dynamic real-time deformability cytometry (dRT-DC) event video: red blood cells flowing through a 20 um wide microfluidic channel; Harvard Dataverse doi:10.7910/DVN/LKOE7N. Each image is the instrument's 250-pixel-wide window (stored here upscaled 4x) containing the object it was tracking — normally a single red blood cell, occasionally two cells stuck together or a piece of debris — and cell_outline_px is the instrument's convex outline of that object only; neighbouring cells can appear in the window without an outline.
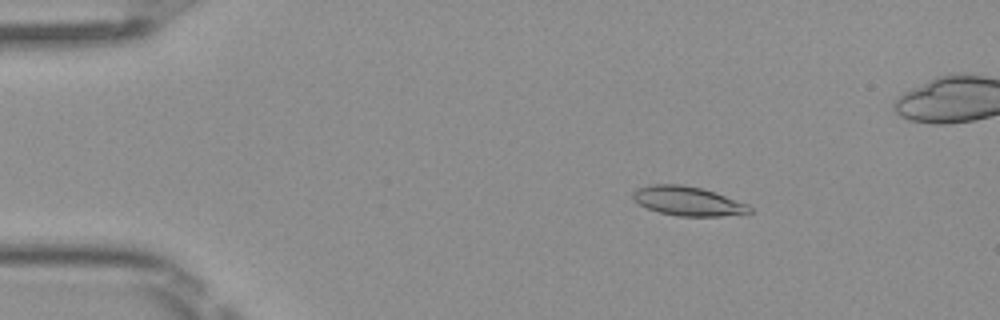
{"species": "Egyptian fruit bat (a non-hibernating species)", "species_latin": "Rousettus aegyptiacus", "temperature_condition": "room temperature", "stored_images_in_passage": 4, "camera_frame_rate_fps": 3000, "um_per_image_px": 0.085, "frame": {"image": 1, "passage_image": 2, "time_ms": 0.333, "image_size_px": [1000, 320], "cell_outline_px": [[752, 212], [720, 216], [676, 216], [660, 212], [648, 208], [632, 200], [632, 192], [636, 188], [652, 184], [680, 184], [700, 188], [748, 204], [752, 208]], "centroid_in_image_um": [58.41, 17.09], "position_along_channel_um": 26.6, "area_um2": 19.65}}